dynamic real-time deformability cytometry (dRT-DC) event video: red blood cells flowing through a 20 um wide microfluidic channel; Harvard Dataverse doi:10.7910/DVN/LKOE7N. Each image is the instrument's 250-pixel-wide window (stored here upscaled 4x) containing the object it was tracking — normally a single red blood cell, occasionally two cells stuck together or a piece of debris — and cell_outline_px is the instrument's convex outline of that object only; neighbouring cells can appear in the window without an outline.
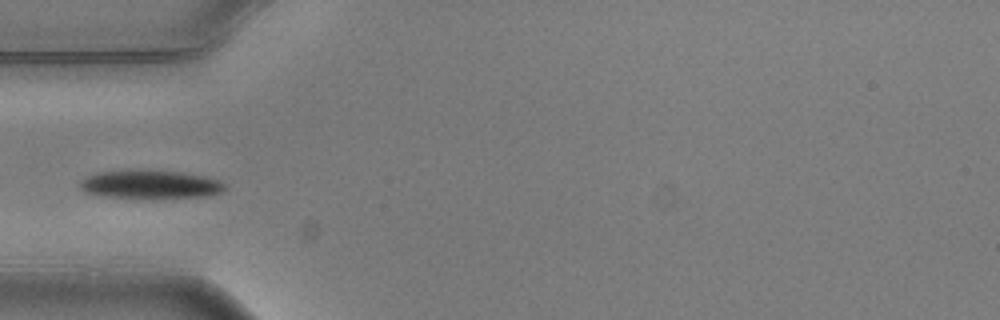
{"species": "common noctule bat (a hibernating species)", "species_latin": "Nyctalus noctula", "temperature_condition": "warm", "stored_images_in_passage": 4, "camera_frame_rate_fps": 3000, "um_per_image_px": 0.085, "animal": {"sex": "male", "body_mass_g": 20.5, "forearm_length_mm": 52.5}, "frame": {"image": 1, "passage_image": 3, "time_ms": 0.667, "image_size_px": [1000, 320], "cell_outline_px": [[224, 192], [208, 196], [108, 196], [84, 192], [76, 184], [80, 180], [96, 172], [128, 168], [144, 168], [180, 172], [208, 176], [220, 180], [224, 184]], "centroid_in_image_um": [12.73, 15.6], "position_along_channel_um": 72.3, "area_um2": 24.1}}
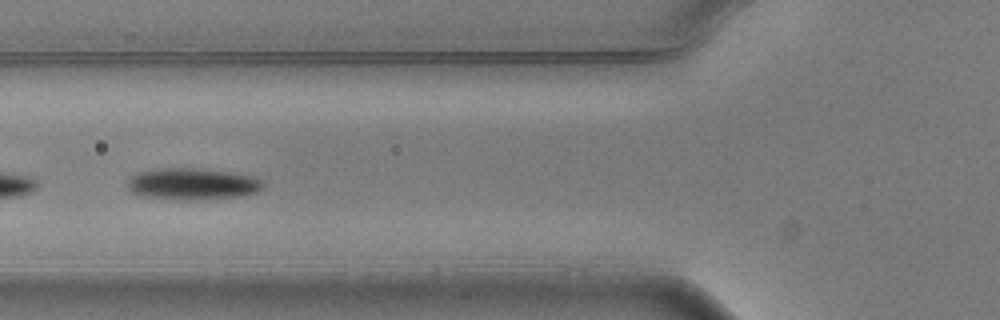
{"frame": {"image": 2, "passage_image": 4, "time_ms": 1.0, "image_size_px": [1000, 320], "cell_outline_px": [[264, 188], [256, 192], [240, 196], [188, 200], [140, 196], [132, 192], [128, 188], [128, 180], [132, 176], [140, 172], [156, 168], [196, 168], [228, 172], [252, 176], [264, 180]], "centroid_in_image_um": [16.37, 15.63], "position_along_channel_um": 109.4, "area_um2": 24.85}}